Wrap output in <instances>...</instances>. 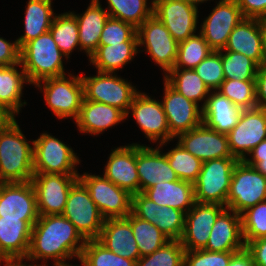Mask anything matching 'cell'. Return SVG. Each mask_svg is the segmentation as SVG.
<instances>
[{
	"mask_svg": "<svg viewBox=\"0 0 266 266\" xmlns=\"http://www.w3.org/2000/svg\"><path fill=\"white\" fill-rule=\"evenodd\" d=\"M86 239L63 215H40L32 227L27 261L54 260V266L66 264V259H80Z\"/></svg>",
	"mask_w": 266,
	"mask_h": 266,
	"instance_id": "1",
	"label": "cell"
},
{
	"mask_svg": "<svg viewBox=\"0 0 266 266\" xmlns=\"http://www.w3.org/2000/svg\"><path fill=\"white\" fill-rule=\"evenodd\" d=\"M33 150L16 118H0V183L31 181Z\"/></svg>",
	"mask_w": 266,
	"mask_h": 266,
	"instance_id": "2",
	"label": "cell"
},
{
	"mask_svg": "<svg viewBox=\"0 0 266 266\" xmlns=\"http://www.w3.org/2000/svg\"><path fill=\"white\" fill-rule=\"evenodd\" d=\"M63 57L50 31L27 42L20 49V63L25 71L29 84L52 77L65 75Z\"/></svg>",
	"mask_w": 266,
	"mask_h": 266,
	"instance_id": "3",
	"label": "cell"
},
{
	"mask_svg": "<svg viewBox=\"0 0 266 266\" xmlns=\"http://www.w3.org/2000/svg\"><path fill=\"white\" fill-rule=\"evenodd\" d=\"M68 76L65 74L59 77L46 78L34 86L43 91L46 104L57 118L73 117L75 121L84 98L83 83L80 75L68 74Z\"/></svg>",
	"mask_w": 266,
	"mask_h": 266,
	"instance_id": "4",
	"label": "cell"
},
{
	"mask_svg": "<svg viewBox=\"0 0 266 266\" xmlns=\"http://www.w3.org/2000/svg\"><path fill=\"white\" fill-rule=\"evenodd\" d=\"M238 161L235 157H226L202 162L193 183L195 201L226 206L232 172Z\"/></svg>",
	"mask_w": 266,
	"mask_h": 266,
	"instance_id": "5",
	"label": "cell"
},
{
	"mask_svg": "<svg viewBox=\"0 0 266 266\" xmlns=\"http://www.w3.org/2000/svg\"><path fill=\"white\" fill-rule=\"evenodd\" d=\"M263 201H266V177L255 167L238 161L232 172L226 208L241 215Z\"/></svg>",
	"mask_w": 266,
	"mask_h": 266,
	"instance_id": "6",
	"label": "cell"
},
{
	"mask_svg": "<svg viewBox=\"0 0 266 266\" xmlns=\"http://www.w3.org/2000/svg\"><path fill=\"white\" fill-rule=\"evenodd\" d=\"M32 145L34 173L79 175L77 154L55 136L43 132Z\"/></svg>",
	"mask_w": 266,
	"mask_h": 266,
	"instance_id": "7",
	"label": "cell"
},
{
	"mask_svg": "<svg viewBox=\"0 0 266 266\" xmlns=\"http://www.w3.org/2000/svg\"><path fill=\"white\" fill-rule=\"evenodd\" d=\"M85 100L114 106L127 114L129 106L139 92L130 82L115 73L98 72L94 76L80 75Z\"/></svg>",
	"mask_w": 266,
	"mask_h": 266,
	"instance_id": "8",
	"label": "cell"
},
{
	"mask_svg": "<svg viewBox=\"0 0 266 266\" xmlns=\"http://www.w3.org/2000/svg\"><path fill=\"white\" fill-rule=\"evenodd\" d=\"M62 215L74 224L86 240L97 239L105 221L87 188L79 179L70 188Z\"/></svg>",
	"mask_w": 266,
	"mask_h": 266,
	"instance_id": "9",
	"label": "cell"
},
{
	"mask_svg": "<svg viewBox=\"0 0 266 266\" xmlns=\"http://www.w3.org/2000/svg\"><path fill=\"white\" fill-rule=\"evenodd\" d=\"M78 179L87 188L91 199L105 218H125L132 212V195L116 186L104 175L83 173Z\"/></svg>",
	"mask_w": 266,
	"mask_h": 266,
	"instance_id": "10",
	"label": "cell"
},
{
	"mask_svg": "<svg viewBox=\"0 0 266 266\" xmlns=\"http://www.w3.org/2000/svg\"><path fill=\"white\" fill-rule=\"evenodd\" d=\"M137 36L138 47L144 45L146 52L165 71V75L173 69L179 43L156 16L152 15L137 28Z\"/></svg>",
	"mask_w": 266,
	"mask_h": 266,
	"instance_id": "11",
	"label": "cell"
},
{
	"mask_svg": "<svg viewBox=\"0 0 266 266\" xmlns=\"http://www.w3.org/2000/svg\"><path fill=\"white\" fill-rule=\"evenodd\" d=\"M78 175L34 173V187L39 215H62L70 188Z\"/></svg>",
	"mask_w": 266,
	"mask_h": 266,
	"instance_id": "12",
	"label": "cell"
},
{
	"mask_svg": "<svg viewBox=\"0 0 266 266\" xmlns=\"http://www.w3.org/2000/svg\"><path fill=\"white\" fill-rule=\"evenodd\" d=\"M130 110L140 130L146 138L153 143L159 141V146L168 143L174 138L170 135L166 114L161 101L152 99L146 93L138 92L129 106L126 118Z\"/></svg>",
	"mask_w": 266,
	"mask_h": 266,
	"instance_id": "13",
	"label": "cell"
},
{
	"mask_svg": "<svg viewBox=\"0 0 266 266\" xmlns=\"http://www.w3.org/2000/svg\"><path fill=\"white\" fill-rule=\"evenodd\" d=\"M227 136L233 157L243 161L254 147L266 139V110L259 107L243 109L237 125Z\"/></svg>",
	"mask_w": 266,
	"mask_h": 266,
	"instance_id": "14",
	"label": "cell"
},
{
	"mask_svg": "<svg viewBox=\"0 0 266 266\" xmlns=\"http://www.w3.org/2000/svg\"><path fill=\"white\" fill-rule=\"evenodd\" d=\"M153 15L167 28L178 42L195 35L198 6L185 0H153Z\"/></svg>",
	"mask_w": 266,
	"mask_h": 266,
	"instance_id": "15",
	"label": "cell"
},
{
	"mask_svg": "<svg viewBox=\"0 0 266 266\" xmlns=\"http://www.w3.org/2000/svg\"><path fill=\"white\" fill-rule=\"evenodd\" d=\"M0 216L24 220L33 227L40 215L31 181L0 183Z\"/></svg>",
	"mask_w": 266,
	"mask_h": 266,
	"instance_id": "16",
	"label": "cell"
},
{
	"mask_svg": "<svg viewBox=\"0 0 266 266\" xmlns=\"http://www.w3.org/2000/svg\"><path fill=\"white\" fill-rule=\"evenodd\" d=\"M204 19L199 33L214 50H223L236 25L244 18L236 0H220Z\"/></svg>",
	"mask_w": 266,
	"mask_h": 266,
	"instance_id": "17",
	"label": "cell"
},
{
	"mask_svg": "<svg viewBox=\"0 0 266 266\" xmlns=\"http://www.w3.org/2000/svg\"><path fill=\"white\" fill-rule=\"evenodd\" d=\"M132 213L157 226L170 240L182 236L186 213L167 206H159L142 192L132 195Z\"/></svg>",
	"mask_w": 266,
	"mask_h": 266,
	"instance_id": "18",
	"label": "cell"
},
{
	"mask_svg": "<svg viewBox=\"0 0 266 266\" xmlns=\"http://www.w3.org/2000/svg\"><path fill=\"white\" fill-rule=\"evenodd\" d=\"M162 106L166 114L170 135L176 137L203 123L202 108L195 102L179 94L164 80Z\"/></svg>",
	"mask_w": 266,
	"mask_h": 266,
	"instance_id": "19",
	"label": "cell"
},
{
	"mask_svg": "<svg viewBox=\"0 0 266 266\" xmlns=\"http://www.w3.org/2000/svg\"><path fill=\"white\" fill-rule=\"evenodd\" d=\"M178 143L202 162L233 157L228 143V136L208 128L205 124L179 134Z\"/></svg>",
	"mask_w": 266,
	"mask_h": 266,
	"instance_id": "20",
	"label": "cell"
},
{
	"mask_svg": "<svg viewBox=\"0 0 266 266\" xmlns=\"http://www.w3.org/2000/svg\"><path fill=\"white\" fill-rule=\"evenodd\" d=\"M226 206L195 202L185 215L184 230L179 241L185 251L203 249L209 239L212 226Z\"/></svg>",
	"mask_w": 266,
	"mask_h": 266,
	"instance_id": "21",
	"label": "cell"
},
{
	"mask_svg": "<svg viewBox=\"0 0 266 266\" xmlns=\"http://www.w3.org/2000/svg\"><path fill=\"white\" fill-rule=\"evenodd\" d=\"M136 165L140 183V192L157 183L179 180L170 166L166 154L160 149L136 143Z\"/></svg>",
	"mask_w": 266,
	"mask_h": 266,
	"instance_id": "22",
	"label": "cell"
},
{
	"mask_svg": "<svg viewBox=\"0 0 266 266\" xmlns=\"http://www.w3.org/2000/svg\"><path fill=\"white\" fill-rule=\"evenodd\" d=\"M111 151L103 175L131 195L139 193L140 183L136 165V143L120 146Z\"/></svg>",
	"mask_w": 266,
	"mask_h": 266,
	"instance_id": "23",
	"label": "cell"
},
{
	"mask_svg": "<svg viewBox=\"0 0 266 266\" xmlns=\"http://www.w3.org/2000/svg\"><path fill=\"white\" fill-rule=\"evenodd\" d=\"M244 248L241 215L225 208L212 226L208 242L203 249L211 252H238Z\"/></svg>",
	"mask_w": 266,
	"mask_h": 266,
	"instance_id": "24",
	"label": "cell"
},
{
	"mask_svg": "<svg viewBox=\"0 0 266 266\" xmlns=\"http://www.w3.org/2000/svg\"><path fill=\"white\" fill-rule=\"evenodd\" d=\"M96 240L106 249L121 257L135 261L141 257L131 223L126 218L105 219Z\"/></svg>",
	"mask_w": 266,
	"mask_h": 266,
	"instance_id": "25",
	"label": "cell"
},
{
	"mask_svg": "<svg viewBox=\"0 0 266 266\" xmlns=\"http://www.w3.org/2000/svg\"><path fill=\"white\" fill-rule=\"evenodd\" d=\"M125 119L126 114L122 110L108 104L83 98L75 124H77L80 133L98 136L106 129L119 124Z\"/></svg>",
	"mask_w": 266,
	"mask_h": 266,
	"instance_id": "26",
	"label": "cell"
},
{
	"mask_svg": "<svg viewBox=\"0 0 266 266\" xmlns=\"http://www.w3.org/2000/svg\"><path fill=\"white\" fill-rule=\"evenodd\" d=\"M223 51L241 53L259 66L265 63L260 20L243 18L231 32Z\"/></svg>",
	"mask_w": 266,
	"mask_h": 266,
	"instance_id": "27",
	"label": "cell"
},
{
	"mask_svg": "<svg viewBox=\"0 0 266 266\" xmlns=\"http://www.w3.org/2000/svg\"><path fill=\"white\" fill-rule=\"evenodd\" d=\"M32 227L24 220L0 216V263L3 260L25 259Z\"/></svg>",
	"mask_w": 266,
	"mask_h": 266,
	"instance_id": "28",
	"label": "cell"
},
{
	"mask_svg": "<svg viewBox=\"0 0 266 266\" xmlns=\"http://www.w3.org/2000/svg\"><path fill=\"white\" fill-rule=\"evenodd\" d=\"M20 64L0 66V118H15L22 106L27 104L21 101L24 83H29L25 71L17 70Z\"/></svg>",
	"mask_w": 266,
	"mask_h": 266,
	"instance_id": "29",
	"label": "cell"
},
{
	"mask_svg": "<svg viewBox=\"0 0 266 266\" xmlns=\"http://www.w3.org/2000/svg\"><path fill=\"white\" fill-rule=\"evenodd\" d=\"M143 194L159 206H167L187 213L195 204L194 185L177 180L157 183L146 189Z\"/></svg>",
	"mask_w": 266,
	"mask_h": 266,
	"instance_id": "30",
	"label": "cell"
},
{
	"mask_svg": "<svg viewBox=\"0 0 266 266\" xmlns=\"http://www.w3.org/2000/svg\"><path fill=\"white\" fill-rule=\"evenodd\" d=\"M213 92H210L202 108L203 124L219 133L228 134L237 125L243 109L218 91Z\"/></svg>",
	"mask_w": 266,
	"mask_h": 266,
	"instance_id": "31",
	"label": "cell"
},
{
	"mask_svg": "<svg viewBox=\"0 0 266 266\" xmlns=\"http://www.w3.org/2000/svg\"><path fill=\"white\" fill-rule=\"evenodd\" d=\"M78 24L80 50L90 56L97 50L103 27L109 18L106 8H102L99 0H91L82 14L71 12Z\"/></svg>",
	"mask_w": 266,
	"mask_h": 266,
	"instance_id": "32",
	"label": "cell"
},
{
	"mask_svg": "<svg viewBox=\"0 0 266 266\" xmlns=\"http://www.w3.org/2000/svg\"><path fill=\"white\" fill-rule=\"evenodd\" d=\"M140 52L138 42H121L112 45H99L97 50L90 56V64L96 67L98 72L116 73L133 57ZM116 71V72H115Z\"/></svg>",
	"mask_w": 266,
	"mask_h": 266,
	"instance_id": "33",
	"label": "cell"
},
{
	"mask_svg": "<svg viewBox=\"0 0 266 266\" xmlns=\"http://www.w3.org/2000/svg\"><path fill=\"white\" fill-rule=\"evenodd\" d=\"M54 14L52 0H29L24 17L25 31L16 40L19 48L49 31Z\"/></svg>",
	"mask_w": 266,
	"mask_h": 266,
	"instance_id": "34",
	"label": "cell"
},
{
	"mask_svg": "<svg viewBox=\"0 0 266 266\" xmlns=\"http://www.w3.org/2000/svg\"><path fill=\"white\" fill-rule=\"evenodd\" d=\"M164 80L179 94L196 104L199 105L204 100L201 108L211 92L194 69L173 68L165 75Z\"/></svg>",
	"mask_w": 266,
	"mask_h": 266,
	"instance_id": "35",
	"label": "cell"
},
{
	"mask_svg": "<svg viewBox=\"0 0 266 266\" xmlns=\"http://www.w3.org/2000/svg\"><path fill=\"white\" fill-rule=\"evenodd\" d=\"M49 31L67 60L74 48L79 46L80 50L78 24L71 11L55 14Z\"/></svg>",
	"mask_w": 266,
	"mask_h": 266,
	"instance_id": "36",
	"label": "cell"
},
{
	"mask_svg": "<svg viewBox=\"0 0 266 266\" xmlns=\"http://www.w3.org/2000/svg\"><path fill=\"white\" fill-rule=\"evenodd\" d=\"M125 218L131 223L140 256L151 254L170 241L157 226L136 217L132 212Z\"/></svg>",
	"mask_w": 266,
	"mask_h": 266,
	"instance_id": "37",
	"label": "cell"
},
{
	"mask_svg": "<svg viewBox=\"0 0 266 266\" xmlns=\"http://www.w3.org/2000/svg\"><path fill=\"white\" fill-rule=\"evenodd\" d=\"M148 0H107L110 17L120 19L138 28L153 15V0L150 7Z\"/></svg>",
	"mask_w": 266,
	"mask_h": 266,
	"instance_id": "38",
	"label": "cell"
},
{
	"mask_svg": "<svg viewBox=\"0 0 266 266\" xmlns=\"http://www.w3.org/2000/svg\"><path fill=\"white\" fill-rule=\"evenodd\" d=\"M198 34L179 43L177 59L173 68L194 69L213 51L204 37L200 33Z\"/></svg>",
	"mask_w": 266,
	"mask_h": 266,
	"instance_id": "39",
	"label": "cell"
},
{
	"mask_svg": "<svg viewBox=\"0 0 266 266\" xmlns=\"http://www.w3.org/2000/svg\"><path fill=\"white\" fill-rule=\"evenodd\" d=\"M225 52V53H223ZM225 79L255 80L259 65L251 58L232 51L220 50Z\"/></svg>",
	"mask_w": 266,
	"mask_h": 266,
	"instance_id": "40",
	"label": "cell"
},
{
	"mask_svg": "<svg viewBox=\"0 0 266 266\" xmlns=\"http://www.w3.org/2000/svg\"><path fill=\"white\" fill-rule=\"evenodd\" d=\"M79 262H83L86 266H136L135 260L113 253L96 239L86 241Z\"/></svg>",
	"mask_w": 266,
	"mask_h": 266,
	"instance_id": "41",
	"label": "cell"
},
{
	"mask_svg": "<svg viewBox=\"0 0 266 266\" xmlns=\"http://www.w3.org/2000/svg\"><path fill=\"white\" fill-rule=\"evenodd\" d=\"M216 91L241 109L257 107L255 80L225 79Z\"/></svg>",
	"mask_w": 266,
	"mask_h": 266,
	"instance_id": "42",
	"label": "cell"
},
{
	"mask_svg": "<svg viewBox=\"0 0 266 266\" xmlns=\"http://www.w3.org/2000/svg\"><path fill=\"white\" fill-rule=\"evenodd\" d=\"M170 166L180 180L194 183L201 171L202 161L186 151L178 142L165 153Z\"/></svg>",
	"mask_w": 266,
	"mask_h": 266,
	"instance_id": "43",
	"label": "cell"
},
{
	"mask_svg": "<svg viewBox=\"0 0 266 266\" xmlns=\"http://www.w3.org/2000/svg\"><path fill=\"white\" fill-rule=\"evenodd\" d=\"M184 253L179 240H170L155 252L141 256L136 266H184Z\"/></svg>",
	"mask_w": 266,
	"mask_h": 266,
	"instance_id": "44",
	"label": "cell"
},
{
	"mask_svg": "<svg viewBox=\"0 0 266 266\" xmlns=\"http://www.w3.org/2000/svg\"><path fill=\"white\" fill-rule=\"evenodd\" d=\"M242 235L249 241L266 237V201L259 202L241 214Z\"/></svg>",
	"mask_w": 266,
	"mask_h": 266,
	"instance_id": "45",
	"label": "cell"
},
{
	"mask_svg": "<svg viewBox=\"0 0 266 266\" xmlns=\"http://www.w3.org/2000/svg\"><path fill=\"white\" fill-rule=\"evenodd\" d=\"M121 42H138L137 28L120 19H107L99 41V45H112Z\"/></svg>",
	"mask_w": 266,
	"mask_h": 266,
	"instance_id": "46",
	"label": "cell"
},
{
	"mask_svg": "<svg viewBox=\"0 0 266 266\" xmlns=\"http://www.w3.org/2000/svg\"><path fill=\"white\" fill-rule=\"evenodd\" d=\"M194 70L211 91H216L225 80L220 50H213Z\"/></svg>",
	"mask_w": 266,
	"mask_h": 266,
	"instance_id": "47",
	"label": "cell"
},
{
	"mask_svg": "<svg viewBox=\"0 0 266 266\" xmlns=\"http://www.w3.org/2000/svg\"><path fill=\"white\" fill-rule=\"evenodd\" d=\"M235 252H211L205 249L185 251L184 266H229Z\"/></svg>",
	"mask_w": 266,
	"mask_h": 266,
	"instance_id": "48",
	"label": "cell"
},
{
	"mask_svg": "<svg viewBox=\"0 0 266 266\" xmlns=\"http://www.w3.org/2000/svg\"><path fill=\"white\" fill-rule=\"evenodd\" d=\"M20 64V48L17 41L9 42L0 37V66Z\"/></svg>",
	"mask_w": 266,
	"mask_h": 266,
	"instance_id": "49",
	"label": "cell"
},
{
	"mask_svg": "<svg viewBox=\"0 0 266 266\" xmlns=\"http://www.w3.org/2000/svg\"><path fill=\"white\" fill-rule=\"evenodd\" d=\"M244 18H266V0H236Z\"/></svg>",
	"mask_w": 266,
	"mask_h": 266,
	"instance_id": "50",
	"label": "cell"
},
{
	"mask_svg": "<svg viewBox=\"0 0 266 266\" xmlns=\"http://www.w3.org/2000/svg\"><path fill=\"white\" fill-rule=\"evenodd\" d=\"M245 248L251 253L255 266H266V237L249 241Z\"/></svg>",
	"mask_w": 266,
	"mask_h": 266,
	"instance_id": "51",
	"label": "cell"
},
{
	"mask_svg": "<svg viewBox=\"0 0 266 266\" xmlns=\"http://www.w3.org/2000/svg\"><path fill=\"white\" fill-rule=\"evenodd\" d=\"M255 90L257 107L266 110V63L258 68L255 79Z\"/></svg>",
	"mask_w": 266,
	"mask_h": 266,
	"instance_id": "52",
	"label": "cell"
},
{
	"mask_svg": "<svg viewBox=\"0 0 266 266\" xmlns=\"http://www.w3.org/2000/svg\"><path fill=\"white\" fill-rule=\"evenodd\" d=\"M252 157H250V156ZM243 161L250 165L255 166L262 158H266V139L260 142L256 147H254ZM250 158V159H249Z\"/></svg>",
	"mask_w": 266,
	"mask_h": 266,
	"instance_id": "53",
	"label": "cell"
},
{
	"mask_svg": "<svg viewBox=\"0 0 266 266\" xmlns=\"http://www.w3.org/2000/svg\"><path fill=\"white\" fill-rule=\"evenodd\" d=\"M229 266H255V264L251 253L244 248L232 255Z\"/></svg>",
	"mask_w": 266,
	"mask_h": 266,
	"instance_id": "54",
	"label": "cell"
},
{
	"mask_svg": "<svg viewBox=\"0 0 266 266\" xmlns=\"http://www.w3.org/2000/svg\"><path fill=\"white\" fill-rule=\"evenodd\" d=\"M23 259H16V260H3V262H5L4 266H47L44 262V264L40 265V264H26V262L23 263Z\"/></svg>",
	"mask_w": 266,
	"mask_h": 266,
	"instance_id": "55",
	"label": "cell"
},
{
	"mask_svg": "<svg viewBox=\"0 0 266 266\" xmlns=\"http://www.w3.org/2000/svg\"><path fill=\"white\" fill-rule=\"evenodd\" d=\"M260 30L262 34L263 52L266 63V18L260 19Z\"/></svg>",
	"mask_w": 266,
	"mask_h": 266,
	"instance_id": "56",
	"label": "cell"
},
{
	"mask_svg": "<svg viewBox=\"0 0 266 266\" xmlns=\"http://www.w3.org/2000/svg\"><path fill=\"white\" fill-rule=\"evenodd\" d=\"M254 167L266 177V158H262Z\"/></svg>",
	"mask_w": 266,
	"mask_h": 266,
	"instance_id": "57",
	"label": "cell"
},
{
	"mask_svg": "<svg viewBox=\"0 0 266 266\" xmlns=\"http://www.w3.org/2000/svg\"><path fill=\"white\" fill-rule=\"evenodd\" d=\"M185 1L193 3L198 6V4L204 3L205 1L207 2L208 0H185Z\"/></svg>",
	"mask_w": 266,
	"mask_h": 266,
	"instance_id": "58",
	"label": "cell"
},
{
	"mask_svg": "<svg viewBox=\"0 0 266 266\" xmlns=\"http://www.w3.org/2000/svg\"><path fill=\"white\" fill-rule=\"evenodd\" d=\"M81 265H82V266H86L83 262H81ZM62 266H75V265H71V264H69V263H66L65 265H62ZM76 266H79V265H76Z\"/></svg>",
	"mask_w": 266,
	"mask_h": 266,
	"instance_id": "59",
	"label": "cell"
}]
</instances>
